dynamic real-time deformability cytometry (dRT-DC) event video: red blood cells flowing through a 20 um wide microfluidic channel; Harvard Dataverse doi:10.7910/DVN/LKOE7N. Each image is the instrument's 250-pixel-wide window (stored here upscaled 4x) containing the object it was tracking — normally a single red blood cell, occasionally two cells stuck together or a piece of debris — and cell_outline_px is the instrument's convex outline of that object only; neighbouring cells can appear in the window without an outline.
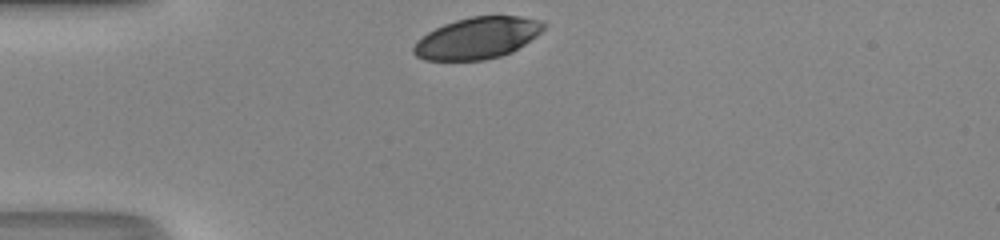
{"species": "human", "species_latin": "Homo sapiens", "temperature_condition": "room temperature", "stored_images_in_passage": 28, "camera_frame_rate_fps": 3000, "um_per_image_px": 0.085, "donor": {"sex": "male"}, "frame": {"image": 1, "passage_image": 1, "time_ms": 0.0, "image_size_px": [1000, 240], "cell_outline_px": [[548, 24], [536, 36], [512, 52], [500, 56], [484, 60], [424, 60], [416, 56], [412, 52], [412, 48], [416, 40], [428, 32], [444, 24], [456, 20], [472, 16], [520, 16], [540, 20]], "centroid_in_image_um": [40.56, 3.23], "position_along_channel_um": 44.4, "area_um2": 31.5}}
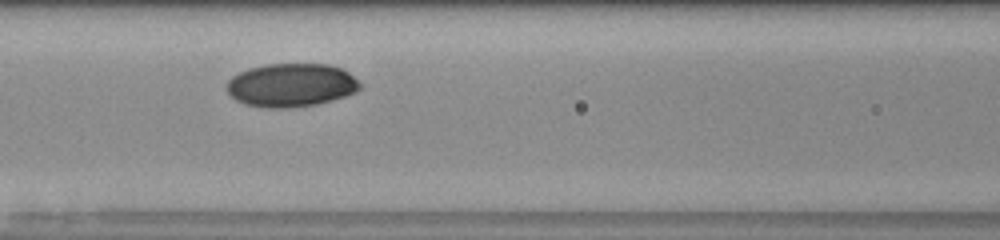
{"frame": {"image": 2, "passage_image": 10, "time_ms": 3.0, "image_size_px": [1000, 240], "cell_outline_px": [[364, 84], [356, 92], [332, 100], [316, 104], [284, 108], [268, 108], [244, 104], [236, 100], [228, 92], [228, 80], [232, 76], [248, 68], [268, 64], [328, 64], [340, 68], [348, 72], [360, 80]], "centroid_in_image_um": [24.78, 7.23], "position_along_channel_um": 141.8, "area_um2": 33.76}}
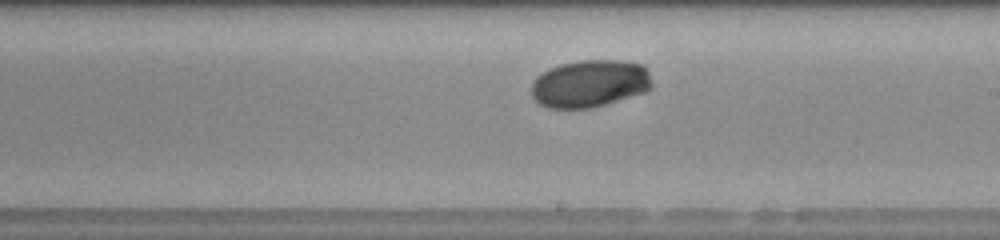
{"frame": {"image": 3, "passage_image": 17, "time_ms": 5.333, "image_size_px": [1000, 240], "cell_outline_px": [[652, 88], [644, 92], [592, 108], [548, 108], [540, 104], [532, 96], [532, 84], [536, 76], [548, 68], [560, 64], [580, 60], [620, 60], [644, 64], [652, 80]], "centroid_in_image_um": [50.14, 7.09], "position_along_channel_um": 238.9, "area_um2": 33.52}, "authors_computed_cell_mechanics": {"area_um2": 33.5818, "velocity_mm_per_s": 4.184, "shape_relaxation_time_tau1_ms": 2.7305, "shape_relaxation_time_tau2_ms": null, "deformation_change_tau1": 0.1024, "deformation_change_tau2": null}}